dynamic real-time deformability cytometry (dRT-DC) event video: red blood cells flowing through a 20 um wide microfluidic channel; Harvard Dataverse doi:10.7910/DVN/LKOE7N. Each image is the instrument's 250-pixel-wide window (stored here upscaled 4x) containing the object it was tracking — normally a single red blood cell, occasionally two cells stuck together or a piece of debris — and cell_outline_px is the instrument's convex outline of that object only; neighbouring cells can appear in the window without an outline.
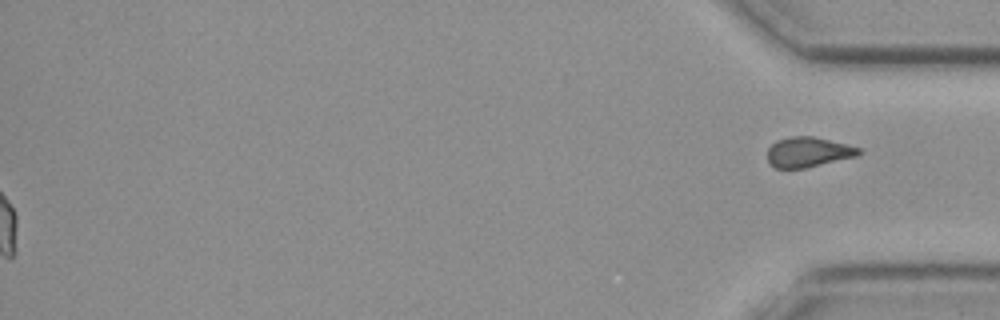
{"species": "common noctule bat (a hibernating species)", "species_latin": "Nyctalus noctula", "temperature_condition": "cold", "stored_images_in_passage": 49, "camera_frame_rate_fps": 3000, "um_per_image_px": 0.085, "animal": {"sex": "female", "body_mass_g": 19.3, "forearm_length_mm": 54.1}, "frame": {"image": 1, "passage_image": 49, "time_ms": 16.0, "image_size_px": [1000, 320], "cell_outline_px": [[864, 152], [856, 156], [804, 168], [776, 168], [768, 160], [768, 148], [776, 140], [788, 136], [812, 136], [848, 144], [860, 148]], "centroid_in_image_um": [68.71, 12.91], "position_along_channel_um": 366.5, "area_um2": 15.95}, "authors_computed_cell_mechanics": {"area_um2": 17.7446, "velocity_mm_per_s": 3.7664, "shape_relaxation_time_tau1_ms": null, "shape_relaxation_time_tau2_ms": 7.5619, "deformation_change_tau1": null, "deformation_change_tau2": 0.1262}}